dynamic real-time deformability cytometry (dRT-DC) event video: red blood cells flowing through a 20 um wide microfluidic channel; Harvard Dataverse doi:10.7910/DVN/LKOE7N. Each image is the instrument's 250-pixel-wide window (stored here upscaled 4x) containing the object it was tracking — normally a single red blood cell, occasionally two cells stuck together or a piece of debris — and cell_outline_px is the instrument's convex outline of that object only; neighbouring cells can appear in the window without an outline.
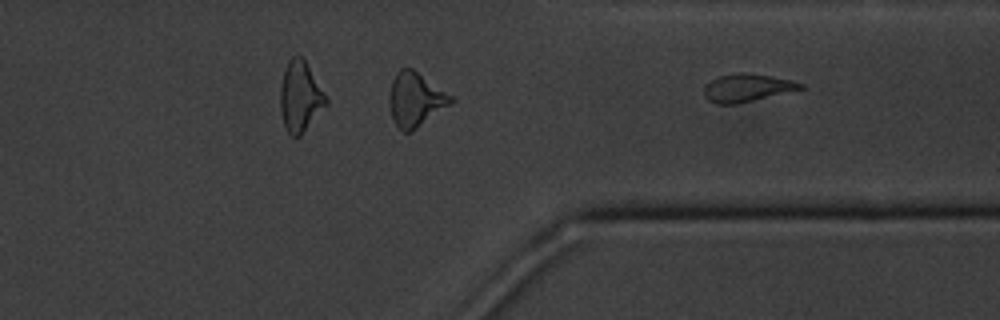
{"species": "common noctule bat (a hibernating species)", "species_latin": "Nyctalus noctula", "temperature_condition": "cold", "stored_images_in_passage": 10, "camera_frame_rate_fps": 3000, "um_per_image_px": 0.085, "animal": {"sex": "male", "body_mass_g": 20.1, "forearm_length_mm": 53.5}, "frame": {"image": 1, "passage_image": 9, "time_ms": 9.0, "image_size_px": [1000, 320], "cell_outline_px": [[808, 88], [736, 104], [716, 104], [708, 100], [704, 96], [704, 84], [716, 76], [736, 72], [744, 72], [768, 76], [788, 80], [804, 84]], "centroid_in_image_um": [63.46, 7.46], "position_along_channel_um": 347.9, "area_um2": 15.84}}